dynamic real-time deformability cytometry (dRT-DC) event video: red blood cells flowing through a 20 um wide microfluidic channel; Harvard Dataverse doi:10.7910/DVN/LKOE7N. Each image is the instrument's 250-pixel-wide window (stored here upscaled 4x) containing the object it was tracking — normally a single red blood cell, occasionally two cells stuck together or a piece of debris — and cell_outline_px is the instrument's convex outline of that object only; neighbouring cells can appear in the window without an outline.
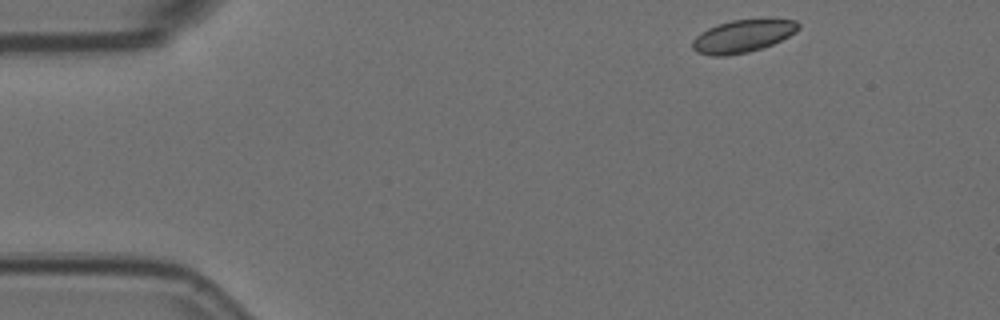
{"species": "Egyptian fruit bat (a non-hibernating species)", "species_latin": "Rousettus aegyptiacus", "temperature_condition": "room temperature", "stored_images_in_passage": 50, "camera_frame_rate_fps": 3000, "um_per_image_px": 0.085, "animal": {"sex": "female"}, "frame": {"image": 1, "passage_image": 1, "time_ms": 0.0, "image_size_px": [1000, 320], "cell_outline_px": [[800, 28], [796, 32], [772, 44], [748, 52], [724, 56], [712, 56], [696, 52], [692, 48], [692, 40], [700, 32], [716, 24], [732, 20], [768, 16], [772, 16], [796, 20], [800, 24]], "centroid_in_image_um": [63.18, 3.01], "position_along_channel_um": 21.8, "area_um2": 20.92}}
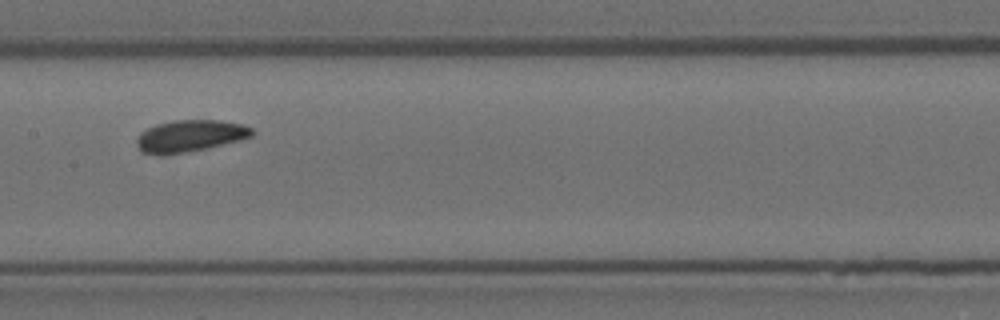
{"frame": {"image": 2, "passage_image": 22, "time_ms": 7.0, "image_size_px": [1000, 320], "cell_outline_px": [[256, 132], [252, 136], [240, 140], [208, 148], [184, 152], [140, 152], [136, 144], [136, 140], [140, 132], [156, 124], [172, 120], [220, 120], [240, 124], [252, 128]], "centroid_in_image_um": [16.19, 11.52], "position_along_channel_um": 191.2, "area_um2": 20.98}}
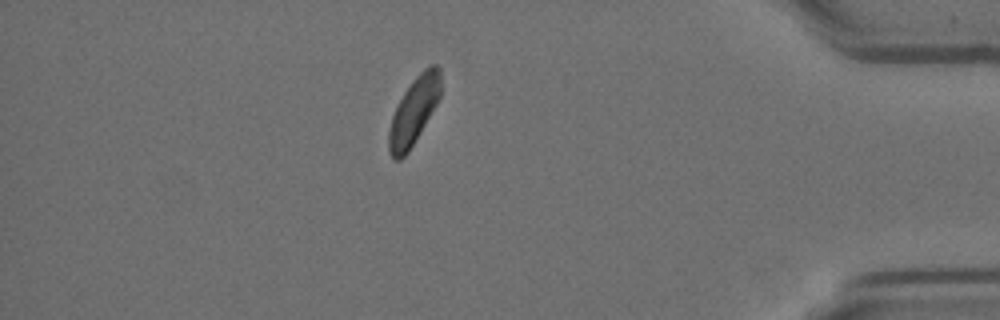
{"frame": {"image": 3, "passage_image": 43, "time_ms": 14.0, "image_size_px": [1000, 320], "cell_outline_px": [[440, 96], [436, 104], [420, 132], [408, 152], [400, 160], [392, 160], [388, 152], [388, 132], [392, 116], [404, 92], [412, 80], [424, 68], [432, 64], [436, 64], [440, 68]], "centroid_in_image_um": [35.15, 9.45], "position_along_channel_um": 400.0, "area_um2": 20.06}}